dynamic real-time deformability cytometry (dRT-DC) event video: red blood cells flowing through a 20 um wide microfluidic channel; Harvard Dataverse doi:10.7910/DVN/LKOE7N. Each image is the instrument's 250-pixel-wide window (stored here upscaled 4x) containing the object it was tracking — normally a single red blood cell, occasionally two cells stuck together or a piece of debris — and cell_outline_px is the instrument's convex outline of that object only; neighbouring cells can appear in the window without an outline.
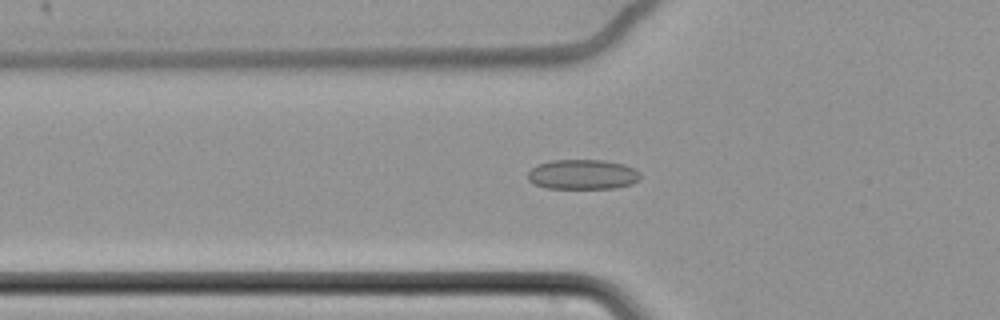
{"species": "common noctule bat (a hibernating species)", "species_latin": "Nyctalus noctula", "temperature_condition": "cold", "stored_images_in_passage": 35, "camera_frame_rate_fps": 3000, "um_per_image_px": 0.085, "animal": {"sex": "female", "body_mass_g": 22.7, "forearm_length_mm": 54.2}, "frame": {"image": 1, "passage_image": 4, "time_ms": 1.0, "image_size_px": [1000, 320], "cell_outline_px": [[640, 176], [632, 184], [616, 188], [544, 188], [532, 184], [528, 180], [528, 172], [536, 164], [552, 160], [604, 160], [624, 164], [636, 168], [640, 172]], "centroid_in_image_um": [49.5, 14.82], "position_along_channel_um": 76.3, "area_um2": 19.83}}
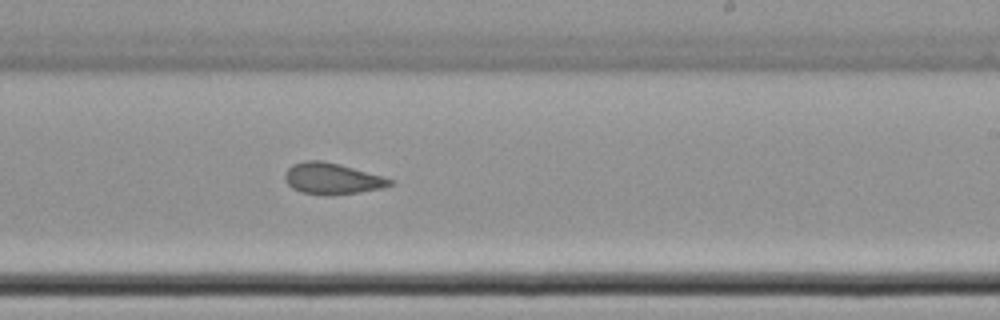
{"frame": {"image": 2, "passage_image": 20, "time_ms": 6.333, "image_size_px": [1000, 320], "cell_outline_px": [[396, 184], [384, 188], [360, 192], [332, 196], [324, 196], [300, 192], [292, 188], [284, 180], [284, 172], [292, 164], [304, 160], [320, 160], [340, 164], [384, 176], [392, 180]], "centroid_in_image_um": [28.23, 15.19], "position_along_channel_um": 260.8, "area_um2": 19.65}}
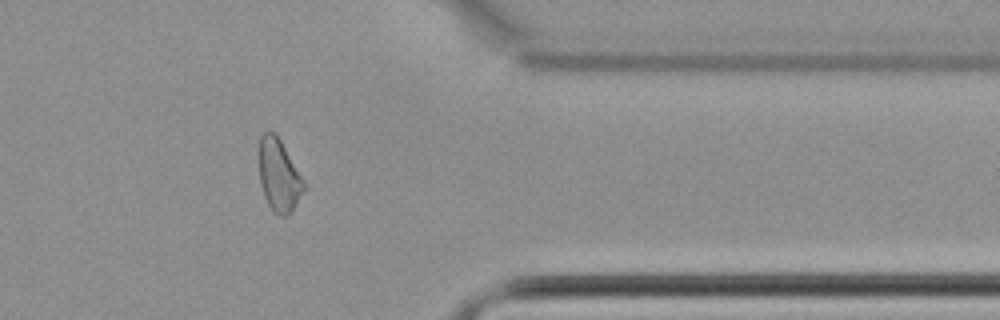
{"frame": {"image": 3, "passage_image": 32, "time_ms": 10.333, "image_size_px": [1000, 320], "cell_outline_px": [[308, 188], [292, 208], [284, 216], [280, 216], [272, 212], [264, 196], [260, 184], [256, 152], [260, 136], [264, 132], [276, 132], [308, 184]], "centroid_in_image_um": [23.69, 14.84], "position_along_channel_um": 387.7, "area_um2": 19.88}, "authors_computed_cell_mechanics": {"area_um2": 18.785, "velocity_mm_per_s": 3.4769, "shape_relaxation_time_tau1_ms": null, "shape_relaxation_time_tau2_ms": 2.7716, "deformation_change_tau1": null, "deformation_change_tau2": 0.0871}}